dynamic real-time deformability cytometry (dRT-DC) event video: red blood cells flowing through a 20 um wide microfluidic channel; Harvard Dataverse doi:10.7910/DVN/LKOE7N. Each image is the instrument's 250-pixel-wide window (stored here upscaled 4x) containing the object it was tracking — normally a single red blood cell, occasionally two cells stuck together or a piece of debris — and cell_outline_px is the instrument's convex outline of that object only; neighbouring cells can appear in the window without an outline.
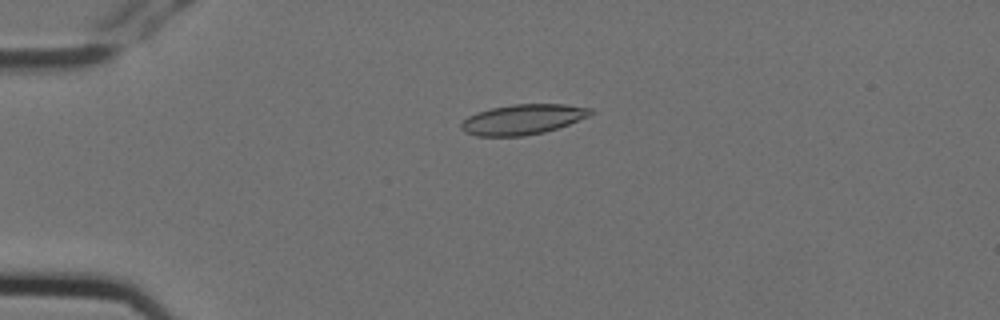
{"species": "Egyptian fruit bat (a non-hibernating species)", "species_latin": "Rousettus aegyptiacus", "temperature_condition": "cold", "stored_images_in_passage": 4, "camera_frame_rate_fps": 3000, "um_per_image_px": 0.085, "animal": {"sex": "female"}, "frame": {"image": 1, "passage_image": 3, "time_ms": 0.667, "image_size_px": [1000, 320], "cell_outline_px": [[592, 112], [588, 116], [568, 124], [544, 132], [524, 136], [476, 136], [464, 132], [460, 128], [460, 124], [468, 116], [476, 112], [492, 108], [512, 104], [564, 104], [592, 108]], "centroid_in_image_um": [44.39, 10.15], "position_along_channel_um": 40.6, "area_um2": 22.66}}